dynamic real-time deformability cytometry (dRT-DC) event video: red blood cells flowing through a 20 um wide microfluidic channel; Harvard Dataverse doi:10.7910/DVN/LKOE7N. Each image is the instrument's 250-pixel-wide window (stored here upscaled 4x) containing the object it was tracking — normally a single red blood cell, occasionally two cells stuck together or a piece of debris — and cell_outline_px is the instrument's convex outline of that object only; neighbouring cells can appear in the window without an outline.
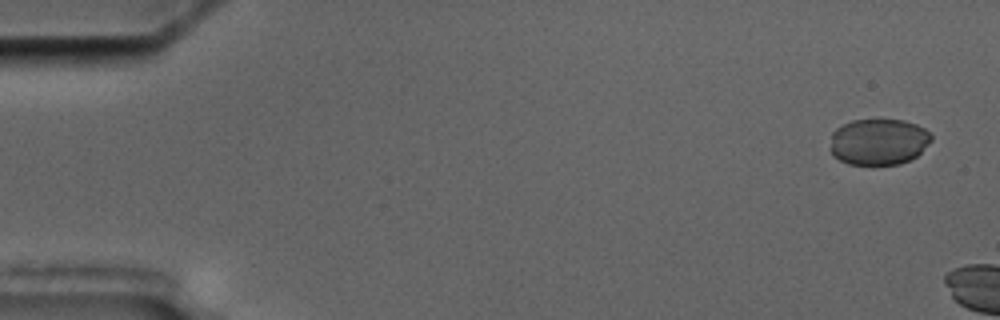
{"species": "common noctule bat (a hibernating species)", "species_latin": "Nyctalus noctula", "temperature_condition": "cold", "stored_images_in_passage": 3, "camera_frame_rate_fps": 3000, "um_per_image_px": 0.085, "animal": {"sex": "male", "body_mass_g": 17.5, "forearm_length_mm": 52.3}, "frame": {"image": 1, "passage_image": 1, "time_ms": 0.0, "image_size_px": [1000, 320], "cell_outline_px": [[932, 140], [916, 156], [900, 164], [848, 164], [832, 156], [828, 148], [832, 132], [836, 128], [852, 120], [904, 120], [916, 124], [924, 128], [932, 136]], "centroid_in_image_um": [74.63, 12.05], "position_along_channel_um": 10.4, "area_um2": 27.4}}